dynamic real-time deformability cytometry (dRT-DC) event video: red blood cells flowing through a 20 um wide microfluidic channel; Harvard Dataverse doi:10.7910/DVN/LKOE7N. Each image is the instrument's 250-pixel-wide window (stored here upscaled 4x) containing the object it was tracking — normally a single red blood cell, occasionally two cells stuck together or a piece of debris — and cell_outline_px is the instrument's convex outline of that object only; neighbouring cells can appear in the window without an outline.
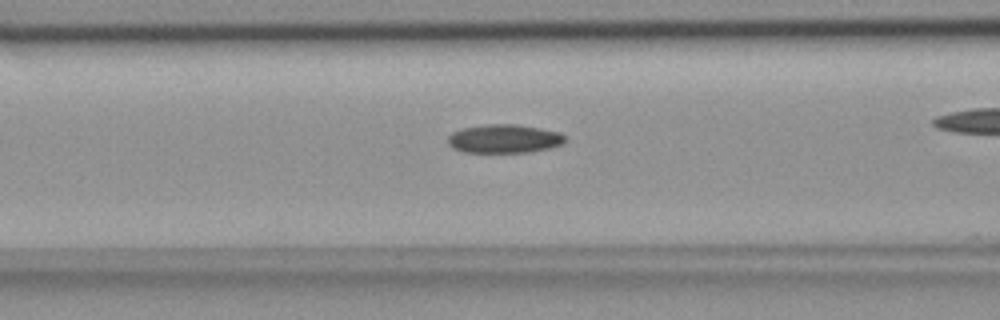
{"species": "common noctule bat (a hibernating species)", "species_latin": "Nyctalus noctula", "temperature_condition": "room temperature", "stored_images_in_passage": 37, "camera_frame_rate_fps": 3000, "um_per_image_px": 0.085, "animal": {"sex": "female", "body_mass_g": 18.4}, "frame": {"image": 1, "passage_image": 8, "time_ms": 2.333, "image_size_px": [1000, 320], "cell_outline_px": [[564, 140], [560, 144], [548, 148], [528, 152], [464, 152], [452, 148], [448, 144], [448, 136], [452, 132], [460, 128], [484, 124], [516, 124], [540, 128], [560, 132], [564, 136]], "centroid_in_image_um": [42.79, 11.78], "position_along_channel_um": 123.8, "area_um2": 19.54}}
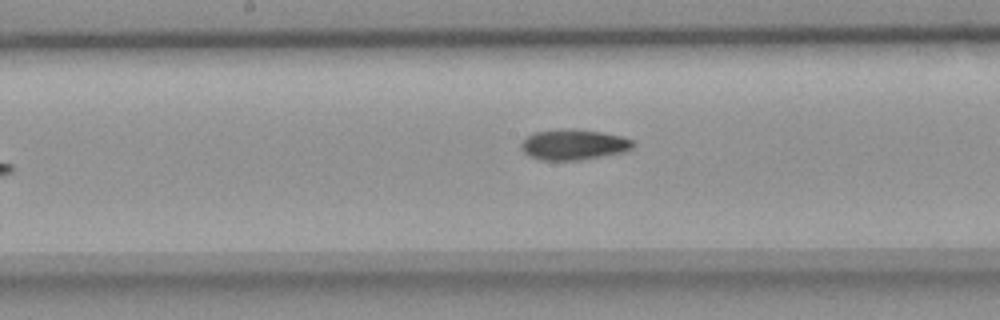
{"frame": {"image": 2, "passage_image": 14, "time_ms": 4.333, "image_size_px": [1000, 320], "cell_outline_px": [[632, 148], [620, 152], [580, 160], [540, 160], [528, 156], [520, 148], [520, 144], [532, 132], [564, 128], [572, 128], [604, 132], [620, 136], [632, 140]], "centroid_in_image_um": [48.68, 12.27], "position_along_channel_um": 199.5, "area_um2": 19.88}}
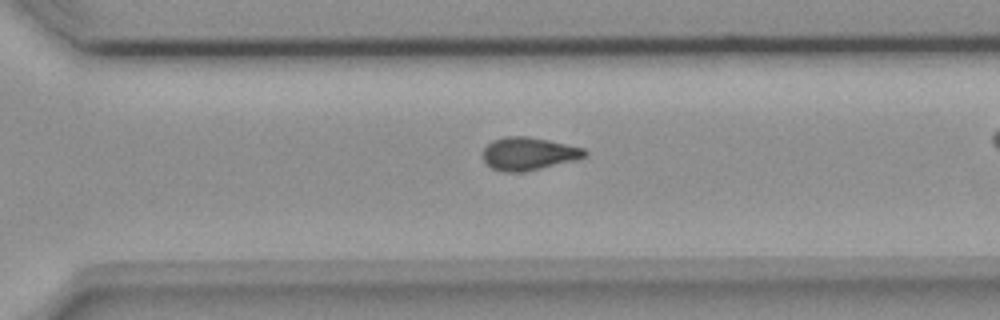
{"frame": {"image": 3, "passage_image": 24, "time_ms": 7.667, "image_size_px": [1000, 320], "cell_outline_px": [[588, 156], [576, 160], [524, 172], [504, 172], [492, 168], [484, 160], [484, 148], [492, 140], [504, 136], [528, 136], [548, 140], [584, 148], [588, 152]], "centroid_in_image_um": [44.96, 13.06], "position_along_channel_um": 325.6, "area_um2": 19.54}, "authors_computed_cell_mechanics": {"area_um2": 19.3052, "velocity_mm_per_s": 3.7957, "shape_relaxation_time_tau1_ms": null, "shape_relaxation_time_tau2_ms": 5.6894, "deformation_change_tau1": null, "deformation_change_tau2": 0.116}}